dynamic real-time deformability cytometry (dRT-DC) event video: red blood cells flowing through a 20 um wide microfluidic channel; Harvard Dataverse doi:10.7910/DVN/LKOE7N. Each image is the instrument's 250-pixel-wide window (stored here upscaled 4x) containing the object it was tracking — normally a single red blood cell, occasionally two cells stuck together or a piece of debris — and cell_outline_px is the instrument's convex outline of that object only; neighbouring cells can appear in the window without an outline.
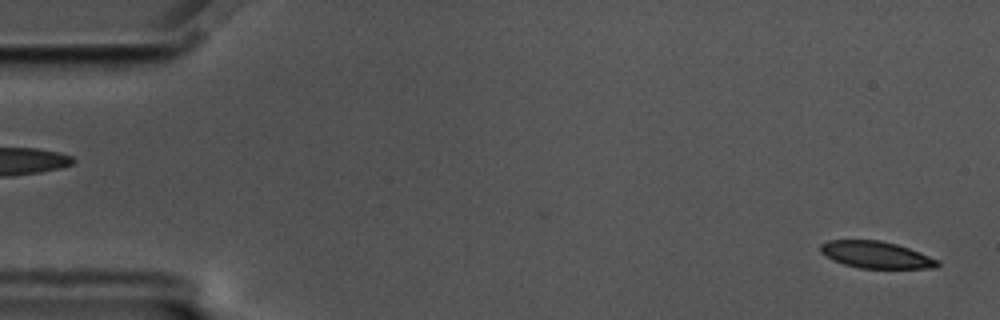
{"species": "common noctule bat (a hibernating species)", "species_latin": "Nyctalus noctula", "temperature_condition": "cold", "stored_images_in_passage": 56, "camera_frame_rate_fps": 3000, "um_per_image_px": 0.085, "animal": {"sex": "male", "body_mass_g": 17.5, "forearm_length_mm": 52.3}, "frame": {"image": 1, "passage_image": 1, "time_ms": 0.0, "image_size_px": [1000, 320], "cell_outline_px": [[940, 264], [936, 268], [860, 268], [844, 264], [832, 260], [824, 256], [820, 252], [820, 244], [828, 240], [880, 240], [896, 244], [920, 252], [940, 260]], "centroid_in_image_um": [74.45, 21.65], "position_along_channel_um": 10.5, "area_um2": 18.44}}
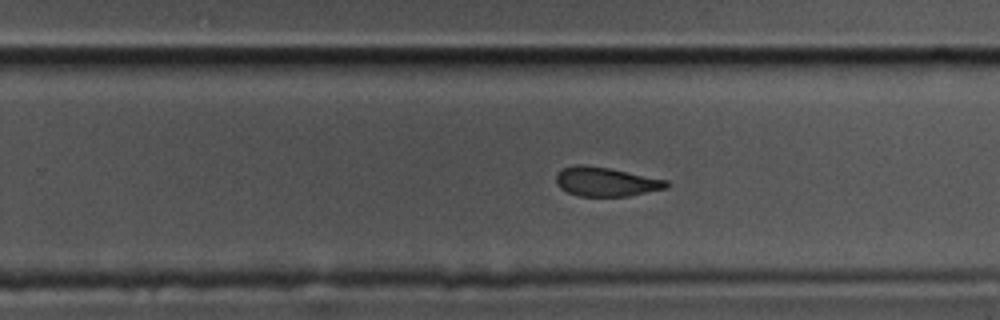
{"frame": {"image": 2, "passage_image": 35, "time_ms": 11.333, "image_size_px": [1000, 320], "cell_outline_px": [[672, 184], [668, 188], [628, 196], [580, 196], [568, 192], [560, 188], [556, 184], [556, 172], [564, 168], [576, 164], [584, 164], [608, 168], [668, 180]], "centroid_in_image_um": [51.51, 15.44], "position_along_channel_um": 278.3, "area_um2": 18.84}}
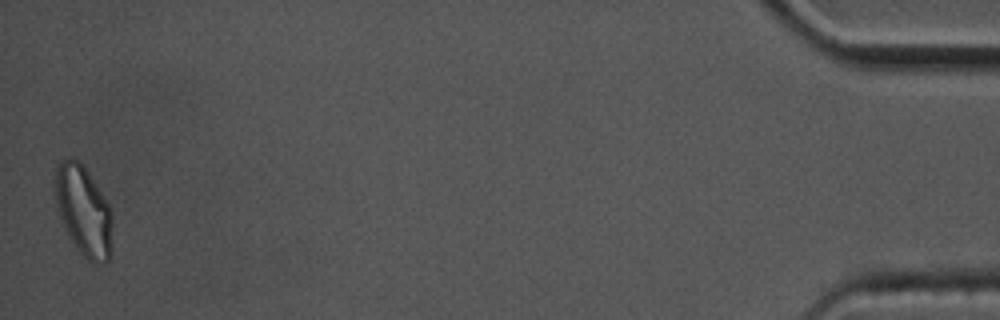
{"frame": {"image": 3, "passage_image": 56, "time_ms": 18.333, "image_size_px": [1000, 320], "cell_outline_px": [[112, 252], [108, 264], [92, 264], [80, 252], [72, 240], [60, 216], [52, 192], [52, 184], [56, 164], [60, 160], [68, 156], [76, 160], [88, 172], [108, 204], [112, 212]], "centroid_in_image_um": [7.08, 17.92], "position_along_channel_um": 428.1, "area_um2": 30.58}, "authors_computed_cell_mechanics": {"area_um2": 20.23, "velocity_mm_per_s": 3.4712, "shape_relaxation_time_tau1_ms": 9.1151, "shape_relaxation_time_tau2_ms": 2.9881, "deformation_change_tau1": 0.1618, "deformation_change_tau2": 0.0864}}